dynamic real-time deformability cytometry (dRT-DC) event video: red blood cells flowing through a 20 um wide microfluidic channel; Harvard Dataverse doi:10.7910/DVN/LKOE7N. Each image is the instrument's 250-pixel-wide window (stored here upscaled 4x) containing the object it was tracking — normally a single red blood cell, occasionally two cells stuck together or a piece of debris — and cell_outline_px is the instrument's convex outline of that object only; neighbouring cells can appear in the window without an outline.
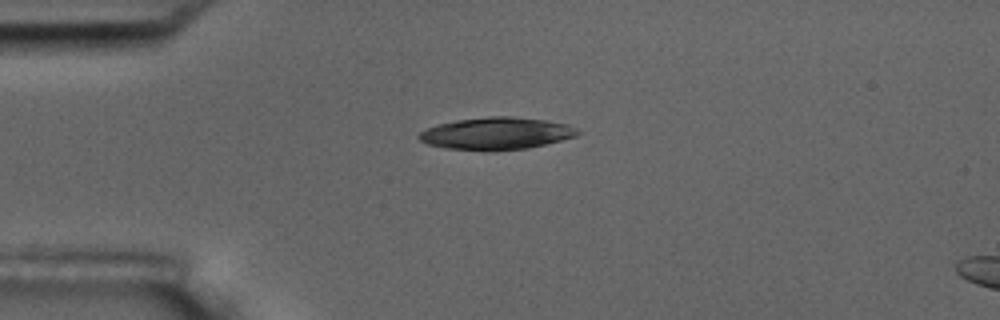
{"species": "common noctule bat (a hibernating species)", "species_latin": "Nyctalus noctula", "temperature_condition": "room temperature", "stored_images_in_passage": 3, "camera_frame_rate_fps": 3000, "um_per_image_px": 0.085, "animal": {"sex": "male", "body_mass_g": 17.5, "forearm_length_mm": 52.3}, "frame": {"image": 1, "passage_image": 1, "time_ms": 0.0, "image_size_px": [1000, 320], "cell_outline_px": [[580, 132], [576, 136], [528, 148], [496, 152], [488, 152], [444, 148], [428, 144], [420, 140], [416, 136], [420, 132], [428, 128], [440, 124], [456, 120], [488, 116], [512, 116], [544, 120], [568, 124]], "centroid_in_image_um": [42.16, 11.36], "position_along_channel_um": 42.8, "area_um2": 30.0}}